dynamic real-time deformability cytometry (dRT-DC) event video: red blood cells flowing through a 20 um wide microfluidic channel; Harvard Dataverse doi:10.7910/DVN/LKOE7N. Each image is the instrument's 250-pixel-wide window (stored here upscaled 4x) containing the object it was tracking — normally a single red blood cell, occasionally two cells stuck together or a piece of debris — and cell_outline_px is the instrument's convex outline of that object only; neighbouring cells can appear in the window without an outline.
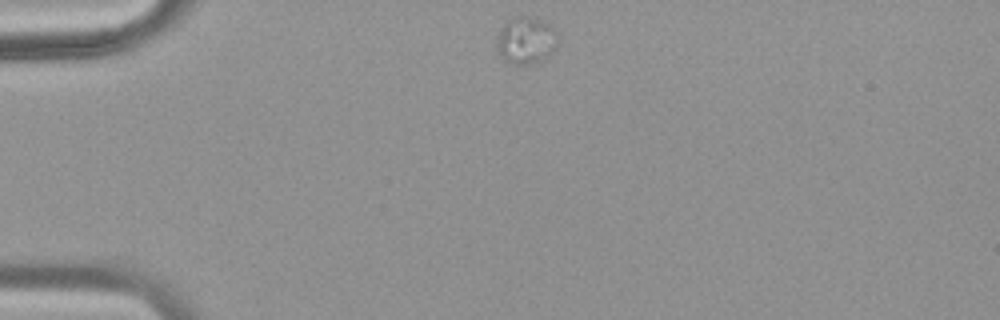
{"species": "common noctule bat (a hibernating species)", "species_latin": "Nyctalus noctula", "temperature_condition": "warm", "stored_images_in_passage": 11, "camera_frame_rate_fps": 3000, "um_per_image_px": 0.085, "animal": {"sex": "female", "body_mass_g": 18.4}, "frame": {"image": 1, "passage_image": 1, "time_ms": 0.0, "image_size_px": [1000, 320], "cell_outline_px": [[556, 48], [544, 60], [532, 64], [512, 64], [504, 60], [496, 48], [496, 40], [500, 28], [508, 20], [516, 16], [528, 16], [552, 24], [556, 32]], "centroid_in_image_um": [44.7, 3.44], "position_along_channel_um": 40.3, "area_um2": 16.94}}